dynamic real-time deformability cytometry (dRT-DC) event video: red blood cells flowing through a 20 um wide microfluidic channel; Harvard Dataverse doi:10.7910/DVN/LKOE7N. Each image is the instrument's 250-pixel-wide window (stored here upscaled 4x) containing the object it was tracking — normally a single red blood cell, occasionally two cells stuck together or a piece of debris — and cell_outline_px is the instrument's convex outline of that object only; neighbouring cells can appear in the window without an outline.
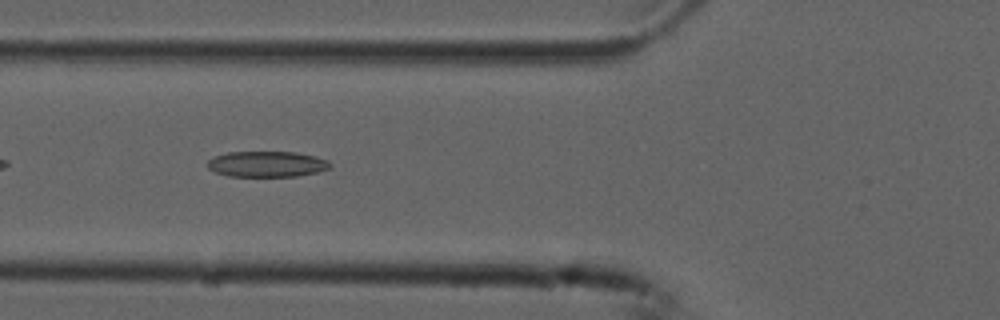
{"species": "common noctule bat (a hibernating species)", "species_latin": "Nyctalus noctula", "temperature_condition": "cold", "stored_images_in_passage": 9, "camera_frame_rate_fps": 3000, "um_per_image_px": 0.085, "animal": {"sex": "male", "forearm_length_mm": 52.5}, "frame": {"image": 1, "passage_image": 4, "time_ms": 1.0, "image_size_px": [1000, 320], "cell_outline_px": [[332, 164], [328, 168], [316, 172], [296, 176], [228, 176], [216, 172], [208, 168], [208, 160], [216, 156], [228, 152], [296, 152], [316, 156], [328, 160]], "centroid_in_image_um": [22.7, 13.94], "position_along_channel_um": 103.1, "area_um2": 18.26}}
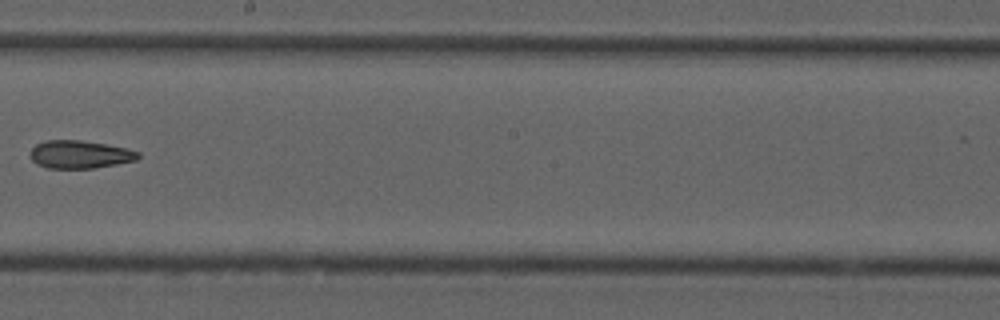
{"frame": {"image": 2, "passage_image": 7, "time_ms": 2.0, "image_size_px": [1000, 320], "cell_outline_px": [[140, 156], [136, 160], [96, 168], [48, 168], [36, 164], [32, 160], [32, 148], [36, 144], [44, 140], [80, 140], [128, 148], [140, 152]], "centroid_in_image_um": [6.81, 13.12], "position_along_channel_um": 241.4, "area_um2": 17.51}}
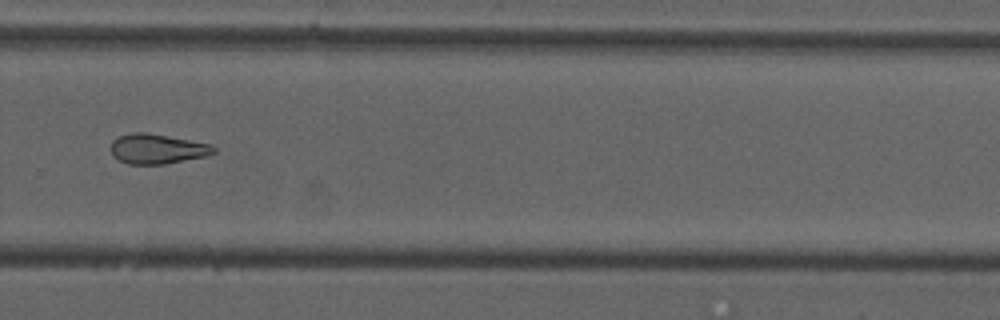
{"frame": {"image": 3, "passage_image": 9, "time_ms": 2.667, "image_size_px": [1000, 320], "cell_outline_px": [[216, 152], [208, 156], [164, 164], [128, 164], [112, 156], [112, 140], [120, 136], [132, 132], [148, 132], [212, 144], [216, 148]], "centroid_in_image_um": [13.4, 12.65], "position_along_channel_um": 316.4, "area_um2": 18.03}}